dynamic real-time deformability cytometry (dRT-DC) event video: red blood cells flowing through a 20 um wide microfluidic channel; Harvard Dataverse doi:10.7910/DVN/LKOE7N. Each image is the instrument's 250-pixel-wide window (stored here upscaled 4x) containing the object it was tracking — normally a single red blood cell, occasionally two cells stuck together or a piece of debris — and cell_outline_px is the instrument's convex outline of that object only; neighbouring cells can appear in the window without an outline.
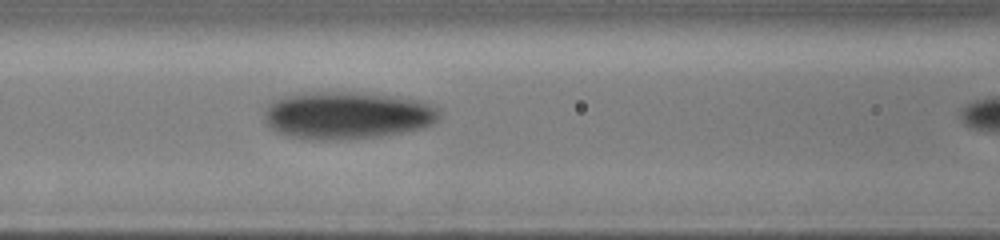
{"species": "human", "species_latin": "Homo sapiens", "temperature_condition": "cold", "stored_images_in_passage": 9, "camera_frame_rate_fps": 3000, "um_per_image_px": 0.085, "donor": {"sex": "male"}, "frame": {"image": 1, "passage_image": 8, "time_ms": 4.667, "image_size_px": [1000, 240], "cell_outline_px": [[440, 116], [432, 124], [424, 128], [380, 136], [336, 140], [308, 140], [288, 136], [276, 132], [268, 128], [264, 120], [264, 112], [268, 104], [272, 100], [284, 96], [304, 92], [356, 92], [420, 100], [440, 108]], "centroid_in_image_um": [29.45, 9.81], "position_along_channel_um": 137.1, "area_um2": 48.9}}